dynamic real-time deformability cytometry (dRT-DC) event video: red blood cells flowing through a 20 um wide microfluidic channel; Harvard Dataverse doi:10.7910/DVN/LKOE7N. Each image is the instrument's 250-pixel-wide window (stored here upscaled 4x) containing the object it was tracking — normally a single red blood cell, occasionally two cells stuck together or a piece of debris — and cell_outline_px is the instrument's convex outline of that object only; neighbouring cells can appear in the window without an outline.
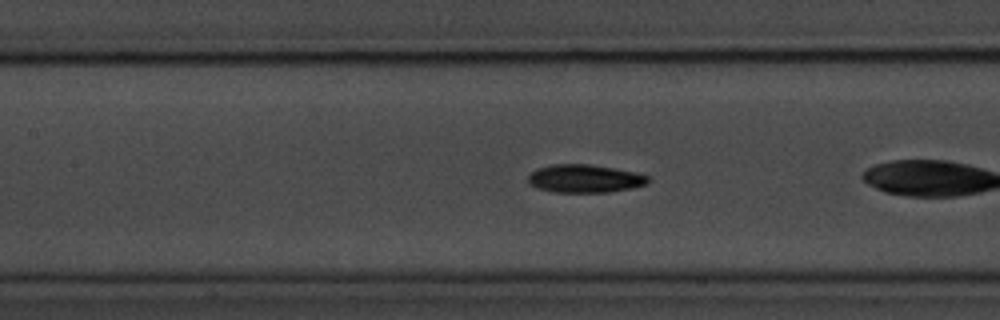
{"species": "common noctule bat (a hibernating species)", "species_latin": "Nyctalus noctula", "temperature_condition": "room temperature", "stored_images_in_passage": 28, "camera_frame_rate_fps": 3000, "um_per_image_px": 0.085, "animal": {"sex": "male", "body_mass_g": 20.1, "forearm_length_mm": 53.5}, "frame": {"image": 1, "passage_image": 9, "time_ms": 2.667, "image_size_px": [1000, 320], "cell_outline_px": [[648, 184], [632, 188], [608, 192], [552, 192], [536, 188], [528, 184], [528, 176], [536, 168], [552, 164], [588, 164], [636, 172], [648, 176]], "centroid_in_image_um": [49.66, 15.18], "position_along_channel_um": 157.7, "area_um2": 19.71}}